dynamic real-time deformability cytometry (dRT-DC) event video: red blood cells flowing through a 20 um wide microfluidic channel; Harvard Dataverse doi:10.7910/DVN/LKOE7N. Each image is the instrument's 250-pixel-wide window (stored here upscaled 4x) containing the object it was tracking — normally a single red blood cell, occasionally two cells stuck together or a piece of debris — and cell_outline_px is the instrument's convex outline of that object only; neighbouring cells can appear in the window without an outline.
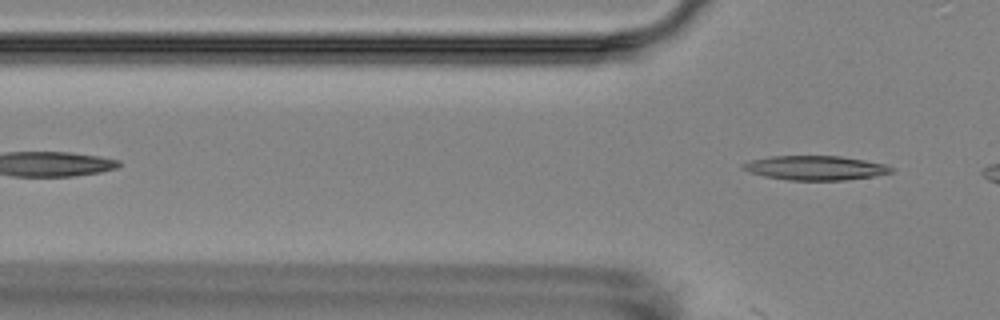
{"species": "Egyptian fruit bat (a non-hibernating species)", "species_latin": "Rousettus aegyptiacus", "temperature_condition": "room temperature", "stored_images_in_passage": 4, "camera_frame_rate_fps": 3000, "um_per_image_px": 0.085, "animal": {"sex": "female"}, "frame": {"image": 1, "passage_image": 4, "time_ms": 4.333, "image_size_px": [1000, 320], "cell_outline_px": [[892, 172], [876, 176], [844, 180], [788, 180], [764, 176], [748, 172], [740, 168], [740, 164], [752, 160], [768, 156], [840, 156], [864, 160], [884, 164], [892, 168]], "centroid_in_image_um": [69.25, 14.27], "position_along_channel_um": 56.6, "area_um2": 21.04}}